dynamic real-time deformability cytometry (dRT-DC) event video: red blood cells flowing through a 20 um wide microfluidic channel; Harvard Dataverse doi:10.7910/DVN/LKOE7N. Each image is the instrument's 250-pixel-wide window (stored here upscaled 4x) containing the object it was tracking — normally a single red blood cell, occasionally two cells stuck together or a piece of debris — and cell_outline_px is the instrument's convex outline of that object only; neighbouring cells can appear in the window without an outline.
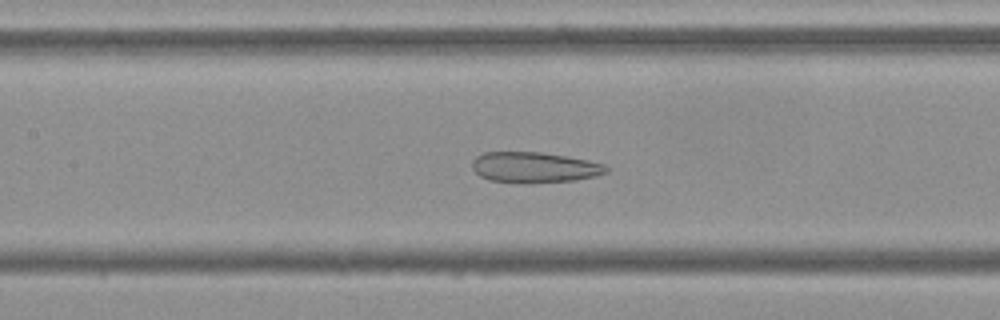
{"species": "Egyptian fruit bat (a non-hibernating species)", "species_latin": "Rousettus aegyptiacus", "temperature_condition": "cold", "stored_images_in_passage": 44, "camera_frame_rate_fps": 3000, "um_per_image_px": 0.085, "frame": {"image": 1, "passage_image": 18, "time_ms": 5.667, "image_size_px": [1000, 320], "cell_outline_px": [[608, 172], [596, 176], [576, 180], [528, 184], [488, 180], [480, 176], [472, 168], [472, 160], [476, 156], [484, 152], [540, 152], [588, 160], [604, 164], [608, 168]], "centroid_in_image_um": [45.41, 14.24], "position_along_channel_um": 162.0, "area_um2": 24.16}}
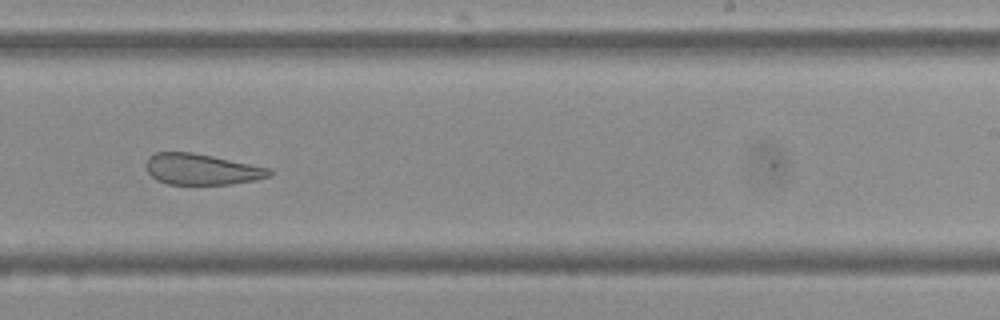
{"frame": {"image": 2, "passage_image": 27, "time_ms": 8.667, "image_size_px": [1000, 320], "cell_outline_px": [[272, 172], [268, 176], [256, 180], [232, 184], [168, 184], [156, 180], [148, 172], [144, 164], [148, 156], [156, 152], [192, 152], [272, 168]], "centroid_in_image_um": [17.12, 14.38], "position_along_channel_um": 271.9, "area_um2": 22.37}}
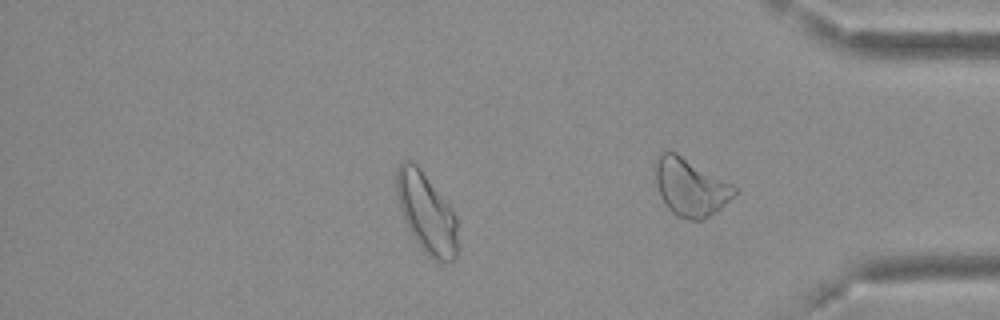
{"frame": {"image": 3, "passage_image": 36, "time_ms": 11.667, "image_size_px": [1000, 320], "cell_outline_px": [[460, 248], [456, 256], [452, 260], [444, 264], [428, 256], [416, 240], [408, 228], [404, 220], [396, 196], [396, 168], [404, 160], [412, 160], [420, 168], [452, 208], [456, 216]], "centroid_in_image_um": [36.28, 18.12], "position_along_channel_um": 398.9, "area_um2": 28.96}, "authors_computed_cell_mechanics": {"area_um2": 27.8596, "velocity_mm_per_s": 3.6743, "shape_relaxation_time_tau1_ms": null, "shape_relaxation_time_tau2_ms": 3.6528, "deformation_change_tau1": null, "deformation_change_tau2": 0.1226}}